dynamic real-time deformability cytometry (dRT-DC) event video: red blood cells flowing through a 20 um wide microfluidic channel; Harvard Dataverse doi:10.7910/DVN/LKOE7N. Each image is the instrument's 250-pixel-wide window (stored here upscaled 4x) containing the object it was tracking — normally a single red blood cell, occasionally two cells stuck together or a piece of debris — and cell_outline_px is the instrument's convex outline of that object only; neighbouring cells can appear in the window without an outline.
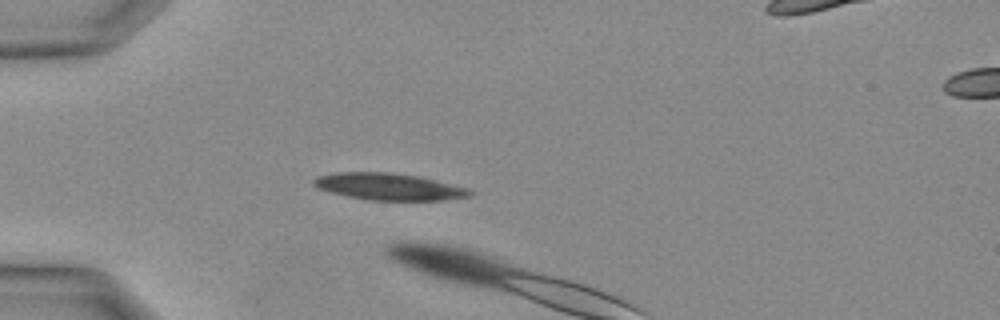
{"species": "Egyptian fruit bat (a non-hibernating species)", "species_latin": "Rousettus aegyptiacus", "temperature_condition": "warm", "stored_images_in_passage": 13, "camera_frame_rate_fps": 3000, "um_per_image_px": 0.085, "animal": {"sex": "female"}, "frame": {"image": 1, "passage_image": 10, "time_ms": 3.0, "image_size_px": [1000, 320], "cell_outline_px": [[472, 192], [468, 196], [440, 200], [368, 200], [348, 196], [316, 188], [312, 184], [312, 180], [316, 176], [336, 172], [392, 172], [420, 176], [468, 188]], "centroid_in_image_um": [32.99, 15.85], "position_along_channel_um": 52.0, "area_um2": 24.39}}